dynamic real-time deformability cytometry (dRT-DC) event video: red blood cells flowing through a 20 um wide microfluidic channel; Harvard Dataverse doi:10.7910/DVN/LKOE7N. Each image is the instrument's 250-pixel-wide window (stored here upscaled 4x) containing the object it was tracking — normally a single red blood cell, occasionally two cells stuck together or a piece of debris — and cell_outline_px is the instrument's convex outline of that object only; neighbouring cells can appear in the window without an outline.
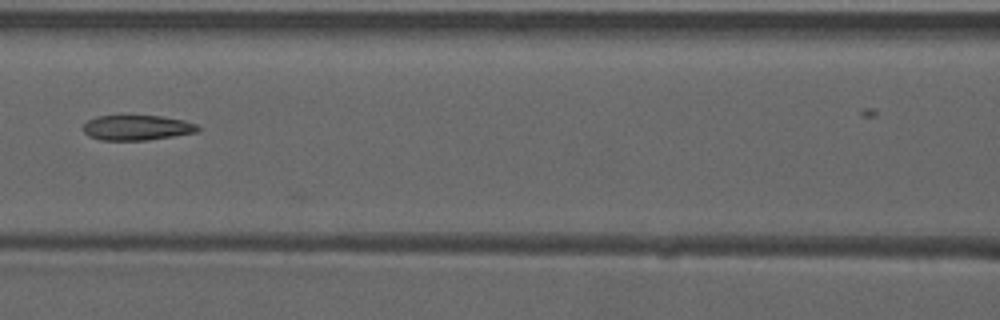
{"species": "common noctule bat (a hibernating species)", "species_latin": "Nyctalus noctula", "temperature_condition": "warm", "stored_images_in_passage": 7, "camera_frame_rate_fps": 3000, "um_per_image_px": 0.085, "animal": {"sex": "male", "forearm_length_mm": 52.5}, "frame": {"image": 1, "passage_image": 6, "time_ms": 1.667, "image_size_px": [1000, 320], "cell_outline_px": [[200, 132], [148, 140], [100, 140], [88, 136], [84, 132], [84, 124], [88, 120], [96, 116], [160, 116], [184, 120], [196, 124], [200, 128]], "centroid_in_image_um": [11.66, 10.86], "position_along_channel_um": 154.9, "area_um2": 16.82}}